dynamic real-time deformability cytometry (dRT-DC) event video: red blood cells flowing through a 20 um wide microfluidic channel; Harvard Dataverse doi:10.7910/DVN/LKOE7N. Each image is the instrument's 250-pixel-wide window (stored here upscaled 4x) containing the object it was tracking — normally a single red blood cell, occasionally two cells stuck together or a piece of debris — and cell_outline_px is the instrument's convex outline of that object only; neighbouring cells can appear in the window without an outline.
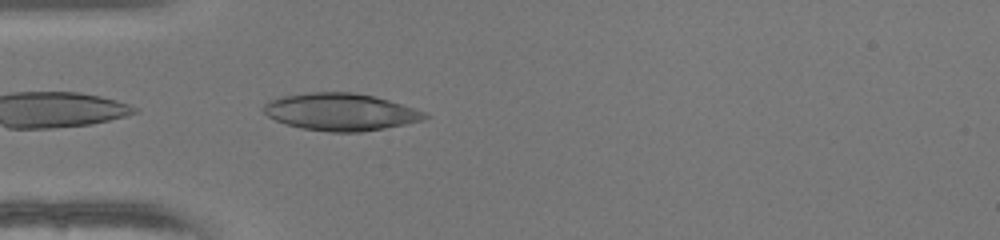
{"species": "human", "species_latin": "Homo sapiens", "temperature_condition": "warm", "stored_images_in_passage": 11, "camera_frame_rate_fps": 3000, "um_per_image_px": 0.085, "donor": {"sex": "female"}, "frame": {"image": 1, "passage_image": 2, "time_ms": 0.333, "image_size_px": [1000, 240], "cell_outline_px": [[432, 116], [424, 120], [384, 128], [360, 132], [328, 132], [300, 128], [284, 124], [268, 116], [264, 112], [264, 104], [272, 100], [284, 96], [308, 92], [352, 92], [372, 96], [388, 100], [424, 112]], "centroid_in_image_um": [28.94, 9.52], "position_along_channel_um": 56.1, "area_um2": 34.74}}
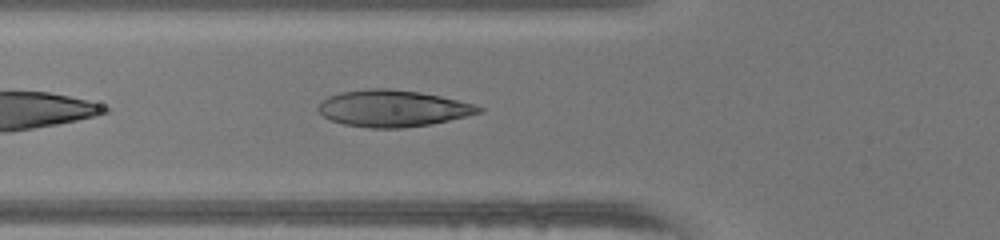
{"frame": {"image": 2, "passage_image": 5, "time_ms": 1.333, "image_size_px": [1000, 240], "cell_outline_px": [[484, 112], [448, 120], [428, 124], [400, 128], [368, 128], [344, 124], [328, 120], [316, 108], [320, 100], [328, 96], [340, 92], [368, 88], [388, 88], [420, 92], [440, 96], [472, 104], [484, 108]], "centroid_in_image_um": [33.32, 9.21], "position_along_channel_um": 92.5, "area_um2": 34.28}}
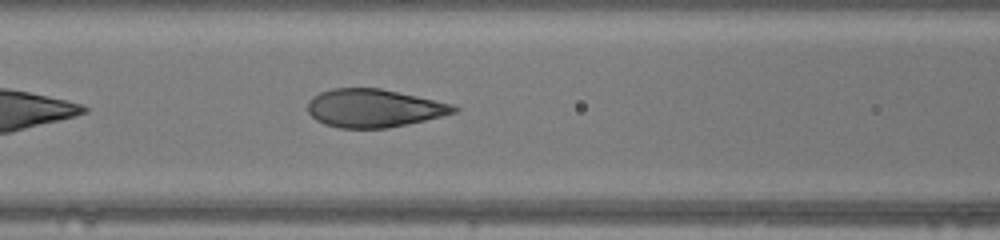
{"frame": {"image": 3, "passage_image": 8, "time_ms": 2.333, "image_size_px": [1000, 240], "cell_outline_px": [[460, 108], [456, 112], [424, 120], [388, 128], [340, 128], [324, 124], [316, 120], [308, 112], [308, 100], [312, 96], [320, 92], [332, 88], [380, 88], [452, 104]], "centroid_in_image_um": [31.73, 9.19], "position_along_channel_um": 134.9, "area_um2": 32.31}}